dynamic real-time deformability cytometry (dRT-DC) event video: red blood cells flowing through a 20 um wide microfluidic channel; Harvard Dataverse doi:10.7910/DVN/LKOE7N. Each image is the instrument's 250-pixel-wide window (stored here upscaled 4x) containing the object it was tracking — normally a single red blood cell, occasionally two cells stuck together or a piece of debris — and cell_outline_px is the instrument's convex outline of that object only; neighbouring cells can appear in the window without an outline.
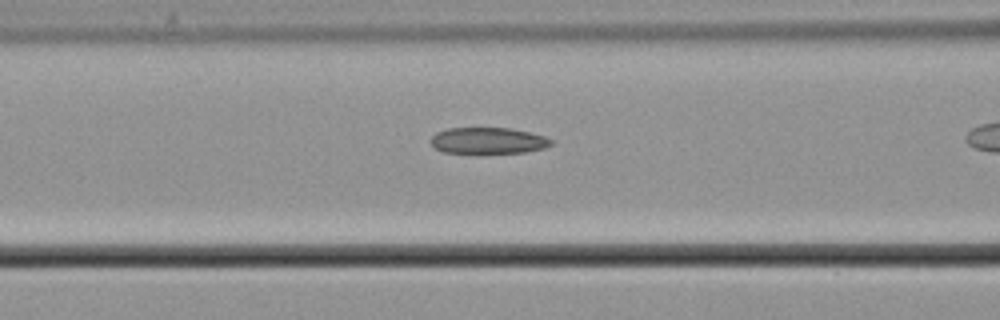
{"species": "common noctule bat (a hibernating species)", "species_latin": "Nyctalus noctula", "temperature_condition": "cold", "stored_images_in_passage": 19, "camera_frame_rate_fps": 3000, "um_per_image_px": 0.085, "animal": {"sex": "male", "body_mass_g": 21.5, "forearm_length_mm": 52.0}, "frame": {"image": 1, "passage_image": 11, "time_ms": 3.333, "image_size_px": [1000, 320], "cell_outline_px": [[552, 144], [544, 148], [524, 152], [476, 156], [444, 152], [436, 148], [428, 140], [436, 132], [448, 128], [512, 128], [544, 136], [552, 140]], "centroid_in_image_um": [41.43, 12.0], "position_along_channel_um": 125.2, "area_um2": 19.31}}
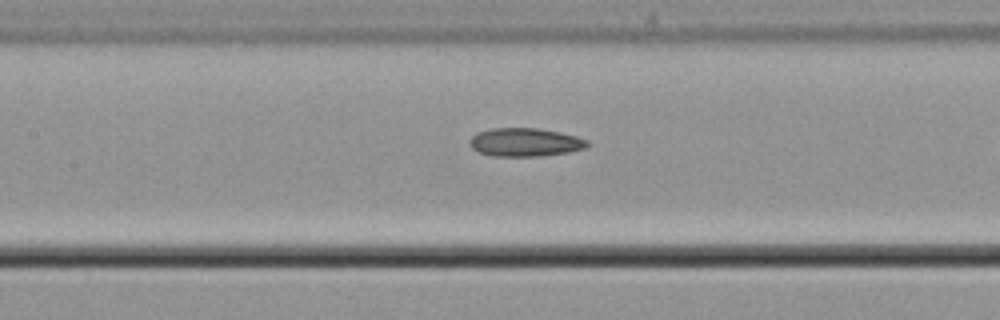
{"frame": {"image": 2, "passage_image": 14, "time_ms": 4.333, "image_size_px": [1000, 320], "cell_outline_px": [[592, 144], [584, 148], [568, 152], [540, 156], [492, 156], [480, 152], [472, 148], [468, 144], [468, 140], [476, 132], [488, 128], [536, 128], [560, 132], [576, 136], [588, 140]], "centroid_in_image_um": [44.61, 12.08], "position_along_channel_um": 162.8, "area_um2": 19.65}}